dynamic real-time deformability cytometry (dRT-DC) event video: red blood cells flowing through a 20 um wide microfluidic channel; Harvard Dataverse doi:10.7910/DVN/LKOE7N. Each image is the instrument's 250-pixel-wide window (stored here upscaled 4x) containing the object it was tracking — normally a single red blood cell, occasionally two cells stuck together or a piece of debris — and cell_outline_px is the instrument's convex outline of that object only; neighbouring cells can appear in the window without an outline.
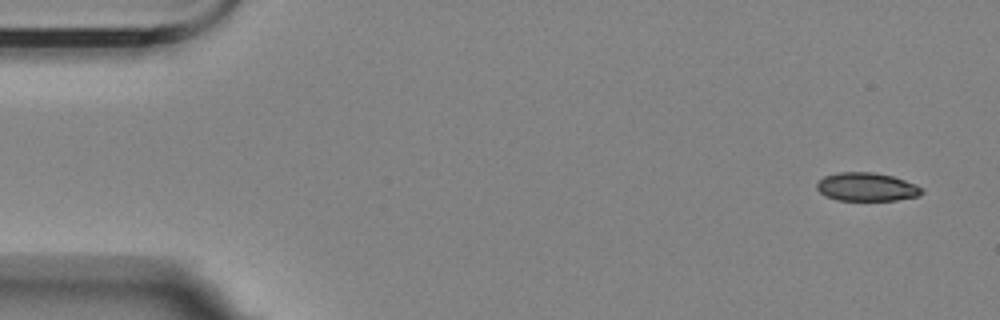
{"species": "Egyptian fruit bat (a non-hibernating species)", "species_latin": "Rousettus aegyptiacus", "temperature_condition": "room temperature", "stored_images_in_passage": 6, "segment_of_instrument_passage": [2, 2], "camera_frame_rate_fps": 3000, "um_per_image_px": 0.085, "animal": {"sex": "female"}, "frame": {"image": 1, "passage_image": 6, "time_ms": 6.667, "image_size_px": [1000, 320], "cell_outline_px": [[924, 192], [920, 196], [896, 200], [836, 200], [820, 192], [816, 188], [816, 184], [824, 176], [836, 172], [876, 172], [892, 176], [916, 184], [924, 188]], "centroid_in_image_um": [73.7, 15.88], "position_along_channel_um": 11.3, "area_um2": 17.51}}